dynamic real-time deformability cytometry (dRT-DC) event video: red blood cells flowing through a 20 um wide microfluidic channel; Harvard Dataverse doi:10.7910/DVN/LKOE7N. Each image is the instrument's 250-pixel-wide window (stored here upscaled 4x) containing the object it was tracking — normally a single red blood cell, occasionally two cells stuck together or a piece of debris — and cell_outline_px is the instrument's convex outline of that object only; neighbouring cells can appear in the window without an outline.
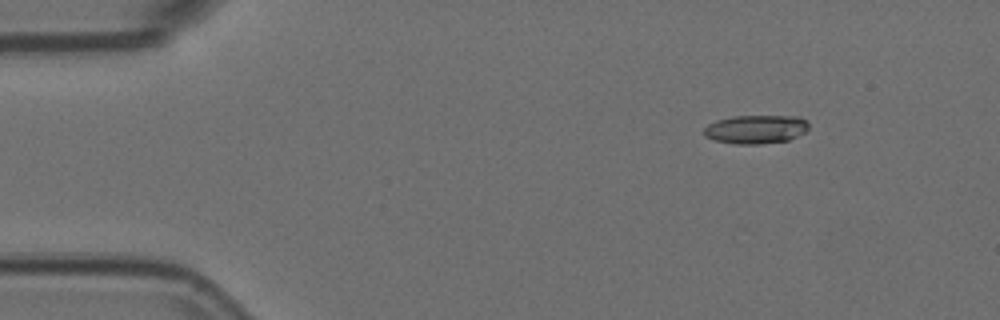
{"species": "Egyptian fruit bat (a non-hibernating species)", "species_latin": "Rousettus aegyptiacus", "temperature_condition": "room temperature", "stored_images_in_passage": 6, "camera_frame_rate_fps": 3000, "um_per_image_px": 0.085, "animal": {"sex": "female"}, "frame": {"image": 1, "passage_image": 3, "time_ms": 0.667, "image_size_px": [1000, 320], "cell_outline_px": [[808, 128], [804, 132], [788, 140], [760, 144], [736, 144], [716, 140], [704, 136], [704, 128], [708, 124], [716, 120], [732, 116], [800, 116], [808, 120]], "centroid_in_image_um": [64.25, 10.98], "position_along_channel_um": 20.7, "area_um2": 17.51}}
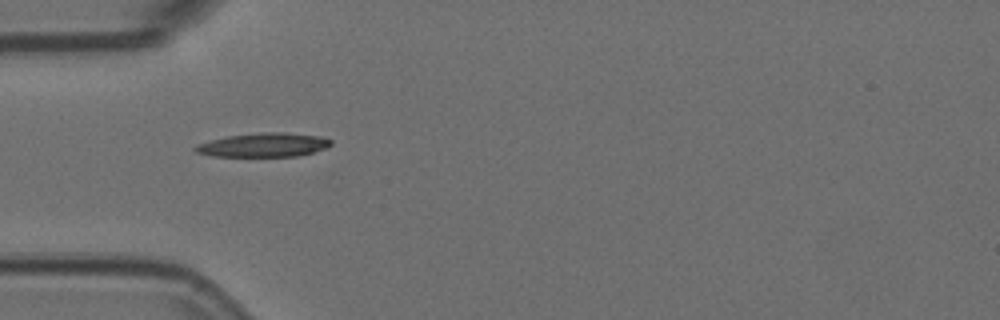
{"frame": {"image": 2, "passage_image": 5, "time_ms": 1.333, "image_size_px": [1000, 320], "cell_outline_px": [[332, 144], [324, 148], [312, 152], [296, 156], [212, 156], [196, 152], [192, 148], [196, 144], [228, 136], [264, 132], [284, 132], [320, 136], [332, 140]], "centroid_in_image_um": [22.39, 12.32], "position_along_channel_um": 62.6, "area_um2": 18.73}}
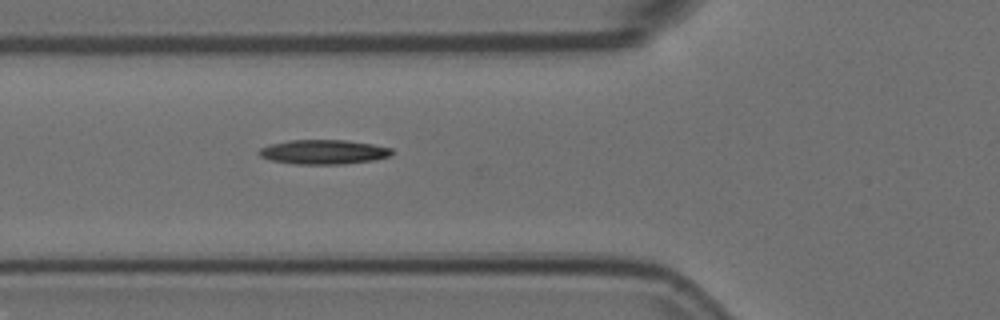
{"frame": {"image": 3, "passage_image": 6, "time_ms": 1.667, "image_size_px": [1000, 320], "cell_outline_px": [[392, 156], [376, 160], [344, 164], [296, 164], [268, 160], [260, 156], [256, 152], [260, 148], [272, 144], [288, 140], [344, 140], [372, 144], [392, 148]], "centroid_in_image_um": [27.5, 12.92], "position_along_channel_um": 98.3, "area_um2": 19.07}}